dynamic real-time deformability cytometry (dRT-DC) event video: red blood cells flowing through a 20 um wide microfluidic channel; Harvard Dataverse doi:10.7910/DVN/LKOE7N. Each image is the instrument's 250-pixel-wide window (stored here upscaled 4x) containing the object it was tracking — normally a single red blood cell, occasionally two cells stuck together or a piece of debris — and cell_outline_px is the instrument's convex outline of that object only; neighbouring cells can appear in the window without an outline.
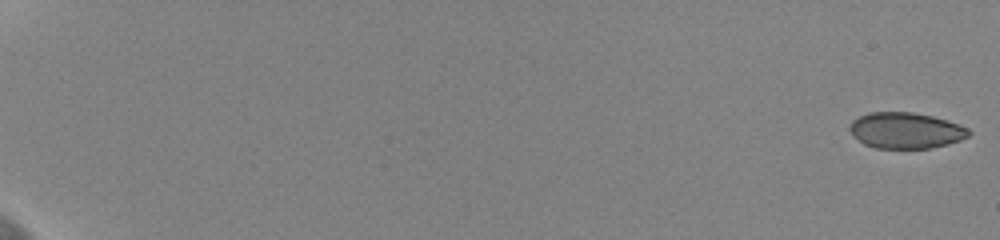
{"species": "human", "species_latin": "Homo sapiens", "temperature_condition": "cold", "stored_images_in_passage": 60, "segment_of_instrument_passage": [1, 2], "camera_frame_rate_fps": 3000, "um_per_image_px": 0.085, "donor": {"sex": "female"}, "frame": {"image": 1, "passage_image": 1, "time_ms": 0.0, "image_size_px": [1000, 240], "cell_outline_px": [[972, 132], [968, 136], [960, 140], [948, 144], [928, 148], [876, 148], [864, 144], [848, 128], [852, 120], [868, 112], [912, 112], [932, 116], [968, 128]], "centroid_in_image_um": [76.98, 11.08], "position_along_channel_um": 8.0, "area_um2": 24.68}}
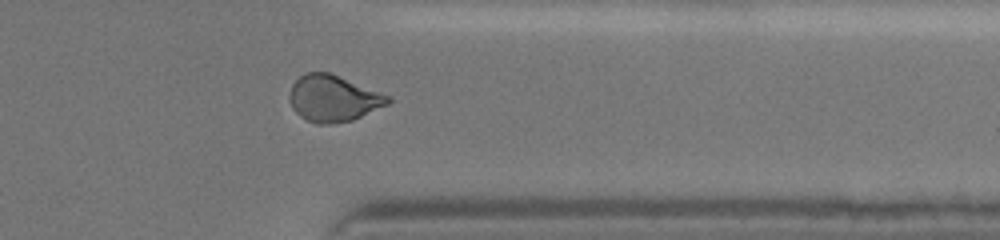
{"frame": {"image": 2, "passage_image": 50, "time_ms": 16.333, "image_size_px": [1000, 240], "cell_outline_px": [[392, 100], [388, 104], [352, 120], [332, 124], [316, 124], [300, 116], [292, 108], [288, 96], [292, 84], [304, 72], [328, 72], [388, 96]], "centroid_in_image_um": [28.27, 8.37], "position_along_channel_um": 383.1, "area_um2": 26.24}}
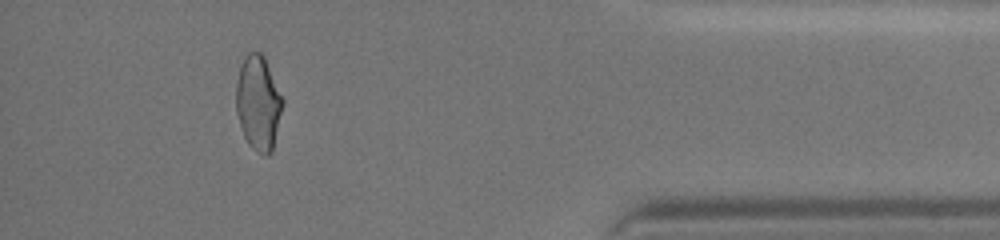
{"frame": {"image": 3, "passage_image": 55, "time_ms": 18.0, "image_size_px": [1000, 240], "cell_outline_px": [[284, 100], [272, 152], [268, 156], [264, 156], [256, 152], [248, 144], [244, 136], [236, 112], [236, 80], [244, 56], [248, 52], [260, 52], [264, 56]], "centroid_in_image_um": [21.95, 8.76], "position_along_channel_um": 413.3, "area_um2": 25.72}}